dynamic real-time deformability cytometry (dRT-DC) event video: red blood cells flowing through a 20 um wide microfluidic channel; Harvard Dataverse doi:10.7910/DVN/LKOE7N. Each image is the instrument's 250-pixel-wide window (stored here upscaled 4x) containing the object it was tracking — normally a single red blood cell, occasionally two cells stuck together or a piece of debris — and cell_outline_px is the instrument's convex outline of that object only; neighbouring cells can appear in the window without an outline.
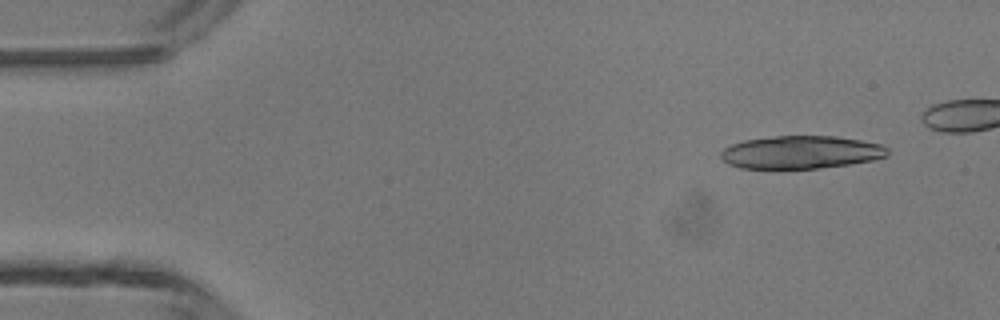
{"species": "common noctule bat (a hibernating species)", "species_latin": "Nyctalus noctula", "temperature_condition": "room temperature", "stored_images_in_passage": 4, "camera_frame_rate_fps": 3000, "um_per_image_px": 0.085, "animal": {"sex": "male", "body_mass_g": 13.3}, "frame": {"image": 1, "passage_image": 1, "time_ms": 0.0, "image_size_px": [1000, 320], "cell_outline_px": [[888, 156], [872, 160], [848, 164], [820, 168], [740, 168], [728, 164], [720, 156], [720, 152], [724, 148], [732, 144], [744, 140], [776, 136], [836, 136], [884, 144], [888, 148]], "centroid_in_image_um": [68.1, 12.93], "position_along_channel_um": 16.9, "area_um2": 31.96}}